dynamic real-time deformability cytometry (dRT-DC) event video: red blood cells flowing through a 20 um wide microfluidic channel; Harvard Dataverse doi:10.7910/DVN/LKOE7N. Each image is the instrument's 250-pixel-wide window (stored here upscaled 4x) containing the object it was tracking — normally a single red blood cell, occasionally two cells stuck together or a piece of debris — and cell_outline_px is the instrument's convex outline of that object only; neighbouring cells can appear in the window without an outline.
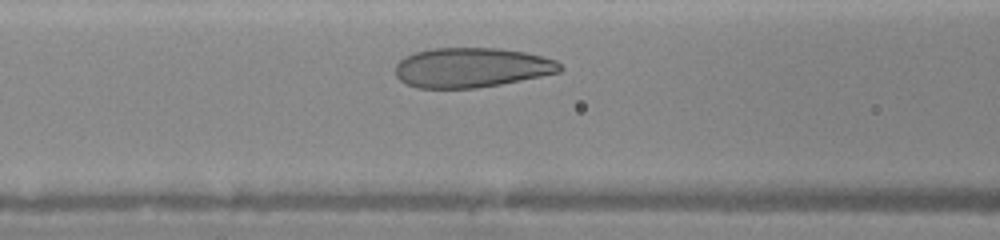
{"species": "human", "species_latin": "Homo sapiens", "temperature_condition": "warm", "stored_images_in_passage": 25, "camera_frame_rate_fps": 3000, "um_per_image_px": 0.085, "donor": {"sex": "female"}, "frame": {"image": 1, "passage_image": 7, "time_ms": 2.0, "image_size_px": [1000, 240], "cell_outline_px": [[564, 68], [560, 72], [500, 84], [476, 88], [416, 88], [400, 80], [396, 76], [396, 64], [404, 56], [416, 52], [432, 48], [500, 48], [524, 52], [556, 60]], "centroid_in_image_um": [40.07, 5.74], "position_along_channel_um": 126.5, "area_um2": 38.03}}
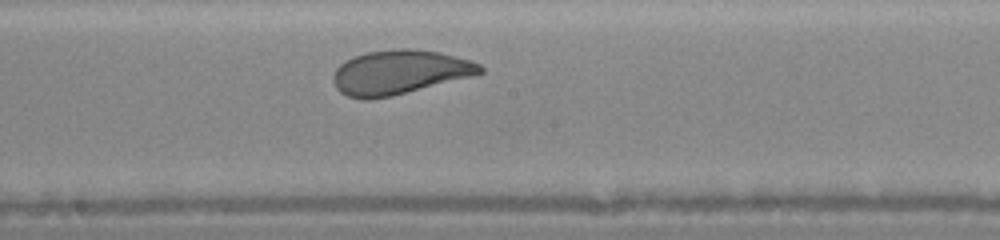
{"frame": {"image": 2, "passage_image": 13, "time_ms": 4.0, "image_size_px": [1000, 240], "cell_outline_px": [[484, 72], [476, 76], [392, 96], [368, 100], [360, 100], [348, 96], [340, 92], [336, 88], [332, 80], [332, 76], [336, 68], [344, 60], [368, 52], [400, 48], [412, 48], [440, 52], [468, 60], [480, 64], [484, 68]], "centroid_in_image_um": [33.96, 6.15], "position_along_channel_um": 214.2, "area_um2": 38.26}}
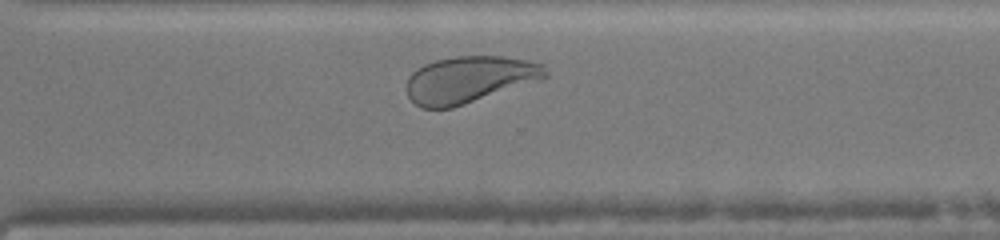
{"frame": {"image": 3, "passage_image": 21, "time_ms": 6.667, "image_size_px": [1000, 240], "cell_outline_px": [[548, 76], [540, 80], [452, 108], [420, 108], [408, 96], [404, 88], [404, 84], [408, 76], [416, 68], [424, 64], [436, 60], [456, 56], [504, 56], [528, 60], [544, 64], [548, 72]], "centroid_in_image_um": [39.86, 6.75], "position_along_channel_um": 330.7, "area_um2": 38.09}}